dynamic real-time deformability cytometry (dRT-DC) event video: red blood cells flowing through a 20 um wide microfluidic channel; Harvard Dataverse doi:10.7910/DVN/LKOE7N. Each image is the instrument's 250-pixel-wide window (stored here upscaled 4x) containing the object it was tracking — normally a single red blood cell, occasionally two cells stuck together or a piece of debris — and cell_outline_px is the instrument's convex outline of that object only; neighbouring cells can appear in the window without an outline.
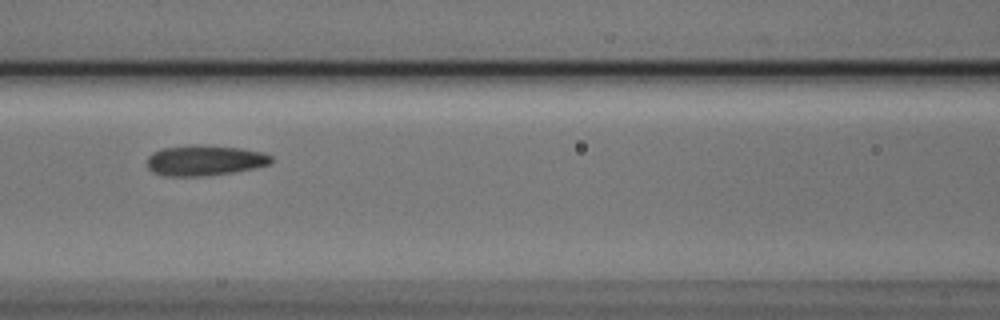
{"species": "Egyptian fruit bat (a non-hibernating species)", "species_latin": "Rousettus aegyptiacus", "temperature_condition": "cold", "stored_images_in_passage": 8, "camera_frame_rate_fps": 3000, "um_per_image_px": 0.085, "animal": {"sex": "male"}, "frame": {"image": 1, "passage_image": 6, "time_ms": 1.667, "image_size_px": [1000, 320], "cell_outline_px": [[272, 164], [256, 168], [236, 172], [204, 176], [164, 176], [152, 172], [148, 168], [148, 156], [152, 152], [164, 148], [192, 144], [200, 144], [240, 148], [260, 152], [272, 156]], "centroid_in_image_um": [17.4, 13.64], "position_along_channel_um": 149.2, "area_um2": 22.31}}
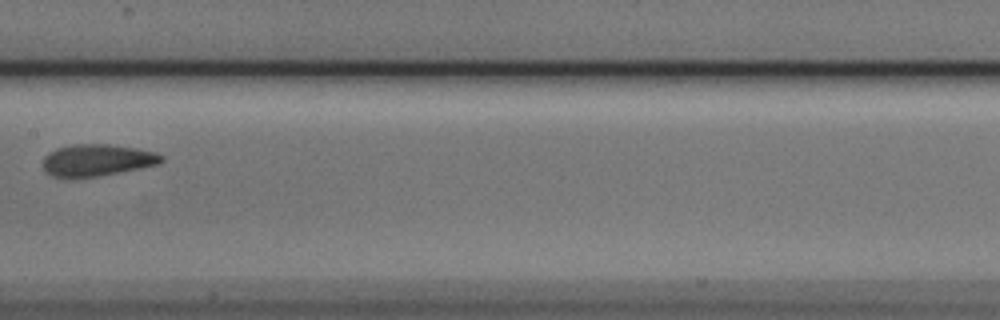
{"frame": {"image": 2, "passage_image": 7, "time_ms": 2.0, "image_size_px": [1000, 320], "cell_outline_px": [[164, 160], [160, 164], [100, 176], [52, 176], [44, 172], [44, 156], [48, 152], [56, 148], [72, 144], [108, 144], [136, 148], [156, 152], [164, 156]], "centroid_in_image_um": [8.28, 13.59], "position_along_channel_um": 199.1, "area_um2": 21.91}}